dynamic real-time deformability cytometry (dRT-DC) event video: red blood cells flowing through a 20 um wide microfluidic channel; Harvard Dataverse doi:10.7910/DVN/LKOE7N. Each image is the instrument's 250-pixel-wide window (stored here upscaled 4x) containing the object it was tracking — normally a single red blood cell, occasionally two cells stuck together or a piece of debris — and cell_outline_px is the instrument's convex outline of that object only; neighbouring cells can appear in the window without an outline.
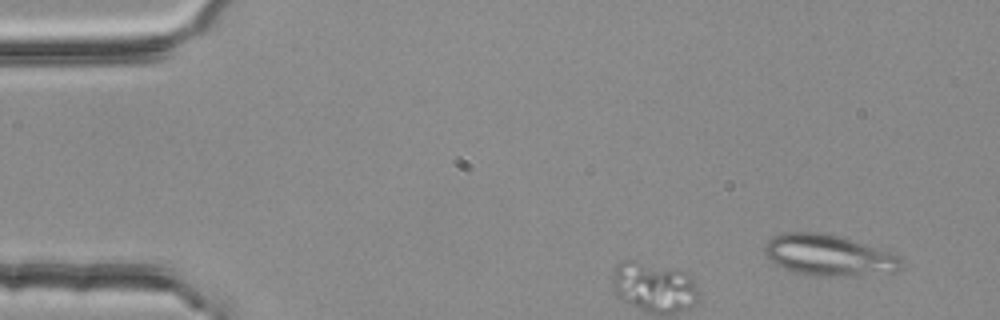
{"species": "common noctule bat (a hibernating species)", "species_latin": "Nyctalus noctula", "temperature_condition": "room temperature", "stored_images_in_passage": 7, "camera_frame_rate_fps": 3000, "um_per_image_px": 0.085, "animal": {"sex": "female", "body_mass_g": 25.1}, "frame": {"image": 1, "passage_image": 2, "time_ms": 0.333, "image_size_px": [1000, 320], "cell_outline_px": [[900, 268], [896, 272], [844, 276], [816, 276], [792, 272], [772, 264], [768, 260], [764, 252], [764, 244], [768, 240], [784, 232], [824, 232], [888, 252], [900, 256]], "centroid_in_image_um": [70.34, 21.71], "position_along_channel_um": 14.7, "area_um2": 32.54}}